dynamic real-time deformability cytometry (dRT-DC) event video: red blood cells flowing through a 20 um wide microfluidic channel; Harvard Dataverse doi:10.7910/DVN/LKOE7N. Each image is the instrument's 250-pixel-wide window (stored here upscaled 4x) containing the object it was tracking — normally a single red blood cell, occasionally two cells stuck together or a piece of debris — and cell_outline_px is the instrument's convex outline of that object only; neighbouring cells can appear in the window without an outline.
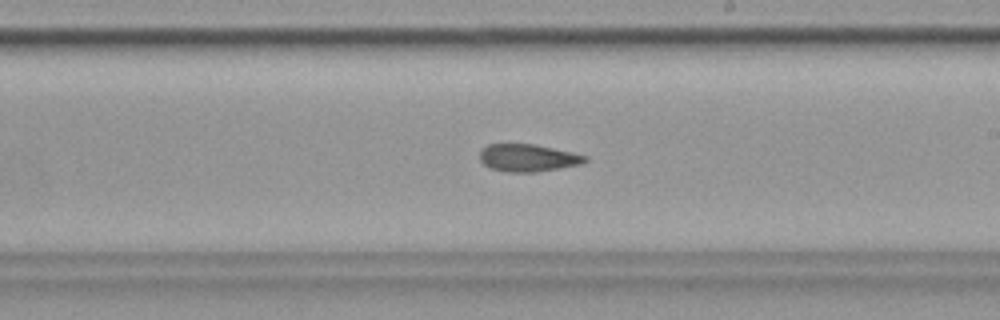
{"species": "common noctule bat (a hibernating species)", "species_latin": "Nyctalus noctula", "temperature_condition": "cold", "stored_images_in_passage": 56, "camera_frame_rate_fps": 3000, "um_per_image_px": 0.085, "animal": {"sex": "female", "body_mass_g": 19.9}, "frame": {"image": 1, "passage_image": 32, "time_ms": 10.333, "image_size_px": [1000, 320], "cell_outline_px": [[588, 160], [580, 164], [560, 168], [536, 172], [508, 172], [492, 168], [484, 164], [480, 160], [480, 148], [488, 144], [532, 144], [572, 152], [588, 156]], "centroid_in_image_um": [44.86, 13.41], "position_along_channel_um": 244.1, "area_um2": 16.76}, "authors_computed_cell_mechanics": {"area_um2": 17.7446, "velocity_mm_per_s": 3.5384, "shape_relaxation_time_tau1_ms": null, "shape_relaxation_time_tau2_ms": 7.9007, "deformation_change_tau1": null, "deformation_change_tau2": 0.154}}